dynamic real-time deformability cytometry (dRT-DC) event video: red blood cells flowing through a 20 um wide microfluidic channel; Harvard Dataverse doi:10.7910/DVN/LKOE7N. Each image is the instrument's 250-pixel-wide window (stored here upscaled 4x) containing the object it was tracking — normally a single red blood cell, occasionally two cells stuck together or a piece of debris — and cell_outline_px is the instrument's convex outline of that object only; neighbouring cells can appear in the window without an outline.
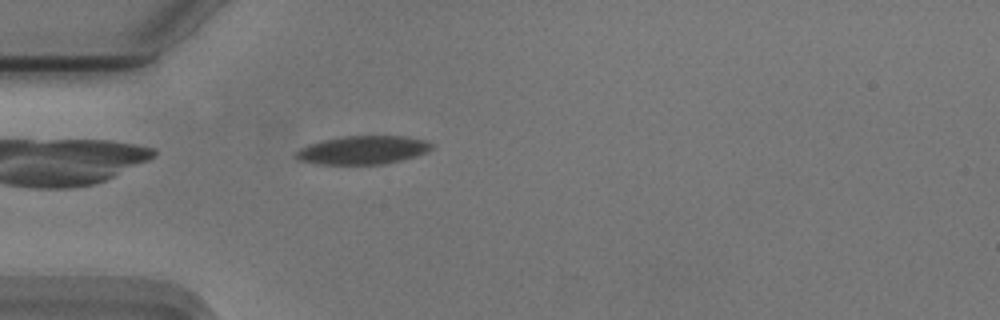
{"species": "Egyptian fruit bat (a non-hibernating species)", "species_latin": "Rousettus aegyptiacus", "temperature_condition": "cold", "stored_images_in_passage": 40, "camera_frame_rate_fps": 3000, "um_per_image_px": 0.085, "animal": {"sex": "male"}, "frame": {"image": 1, "passage_image": 1, "time_ms": 0.0, "image_size_px": [1000, 320], "cell_outline_px": [[432, 148], [416, 156], [384, 164], [316, 164], [296, 160], [292, 156], [300, 148], [308, 144], [324, 140], [348, 136], [404, 136], [424, 140], [432, 144]], "centroid_in_image_um": [30.77, 12.76], "position_along_channel_um": 54.2, "area_um2": 22.37}}
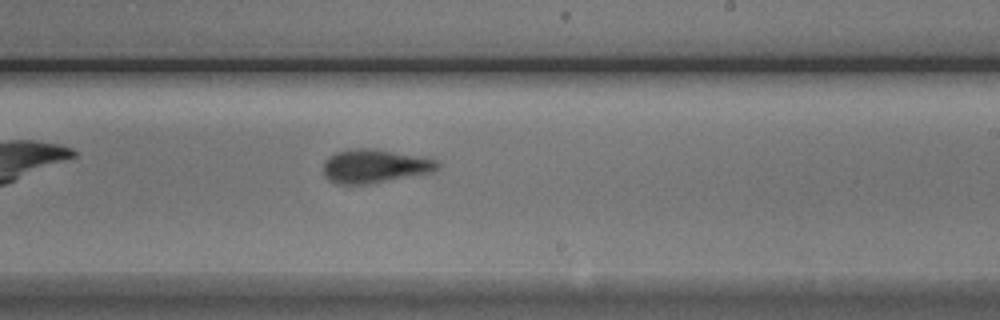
{"frame": {"image": 2, "passage_image": 18, "time_ms": 5.667, "image_size_px": [1000, 320], "cell_outline_px": [[440, 164], [432, 172], [368, 184], [336, 184], [328, 180], [324, 176], [324, 160], [328, 156], [336, 152], [348, 148], [376, 148], [436, 160]], "centroid_in_image_um": [31.77, 14.11], "position_along_channel_um": 257.2, "area_um2": 22.37}}
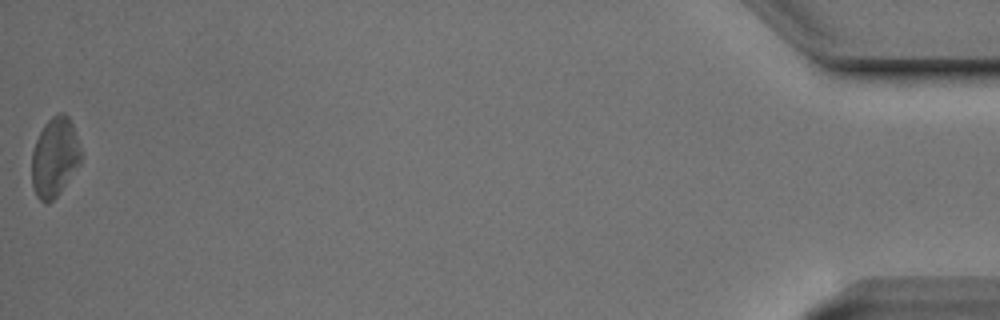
{"frame": {"image": 3, "passage_image": 40, "time_ms": 13.0, "image_size_px": [1000, 320], "cell_outline_px": [[80, 164], [60, 192], [48, 204], [44, 204], [36, 196], [32, 184], [32, 152], [36, 140], [44, 124], [52, 116], [60, 112], [64, 112], [68, 116], [72, 124], [76, 136], [80, 152]], "centroid_in_image_um": [4.63, 13.38], "position_along_channel_um": 430.6, "area_um2": 22.54}, "authors_computed_cell_mechanics": {"area_um2": 22.1663, "velocity_mm_per_s": 3.7241, "shape_relaxation_time_tau1_ms": 3.0419, "shape_relaxation_time_tau2_ms": 1.8169, "deformation_change_tau1": 0.1101, "deformation_change_tau2": 0.0838}}